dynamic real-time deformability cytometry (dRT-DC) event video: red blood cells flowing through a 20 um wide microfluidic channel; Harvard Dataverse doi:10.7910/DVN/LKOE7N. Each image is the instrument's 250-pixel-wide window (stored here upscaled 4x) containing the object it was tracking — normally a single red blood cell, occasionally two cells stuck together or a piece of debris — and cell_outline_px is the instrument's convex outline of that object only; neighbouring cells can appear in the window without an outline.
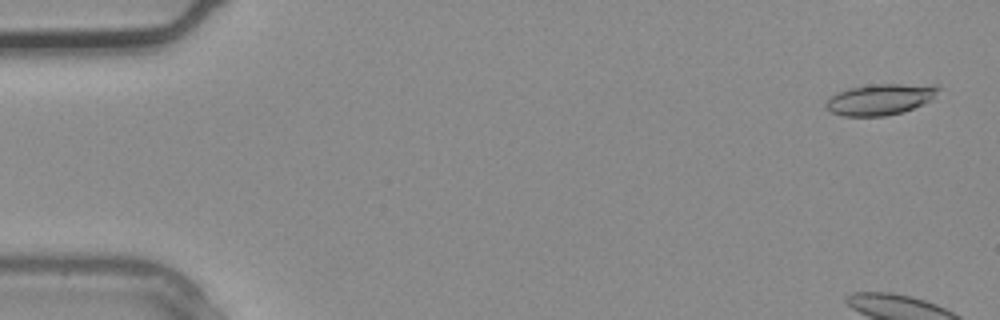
{"species": "common noctule bat (a hibernating species)", "species_latin": "Nyctalus noctula", "temperature_condition": "warm", "stored_images_in_passage": 2, "segment_of_instrument_passage": [2, 2], "camera_frame_rate_fps": 3000, "um_per_image_px": 0.085, "animal": {"sex": "male", "body_mass_g": 20.4}, "frame": {"image": 1, "passage_image": 2, "time_ms": 0.333, "image_size_px": [1000, 320], "cell_outline_px": [[944, 88], [932, 100], [924, 104], [900, 112], [884, 116], [844, 116], [832, 112], [824, 104], [836, 92], [848, 88], [872, 84], [936, 84]], "centroid_in_image_um": [74.9, 8.42], "position_along_channel_um": 10.1, "area_um2": 20.58}}